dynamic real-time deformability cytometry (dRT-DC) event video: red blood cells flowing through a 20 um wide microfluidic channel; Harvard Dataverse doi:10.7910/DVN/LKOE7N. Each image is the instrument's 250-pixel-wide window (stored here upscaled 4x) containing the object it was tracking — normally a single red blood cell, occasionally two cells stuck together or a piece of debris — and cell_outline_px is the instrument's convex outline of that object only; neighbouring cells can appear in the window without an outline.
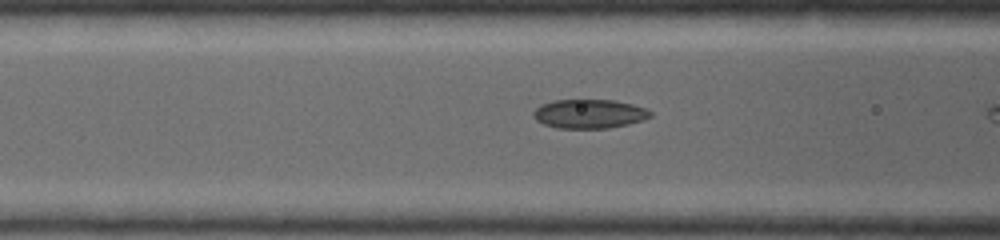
{"species": "common noctule bat (a hibernating species)", "species_latin": "Nyctalus noctula", "temperature_condition": "warm", "stored_images_in_passage": 9, "camera_frame_rate_fps": 5000, "um_per_image_px": 0.085, "animal": {"sex": "female", "body_mass_g": 19.0, "forearm_length_mm": 53.3}, "frame": {"image": 1, "passage_image": 8, "time_ms": 1.0, "image_size_px": [1000, 240], "cell_outline_px": [[652, 116], [644, 120], [628, 124], [608, 128], [560, 128], [544, 124], [536, 120], [532, 116], [532, 112], [540, 104], [552, 100], [612, 100], [632, 104], [648, 108], [652, 112]], "centroid_in_image_um": [50.09, 9.67], "position_along_channel_um": 116.5, "area_um2": 19.94}}